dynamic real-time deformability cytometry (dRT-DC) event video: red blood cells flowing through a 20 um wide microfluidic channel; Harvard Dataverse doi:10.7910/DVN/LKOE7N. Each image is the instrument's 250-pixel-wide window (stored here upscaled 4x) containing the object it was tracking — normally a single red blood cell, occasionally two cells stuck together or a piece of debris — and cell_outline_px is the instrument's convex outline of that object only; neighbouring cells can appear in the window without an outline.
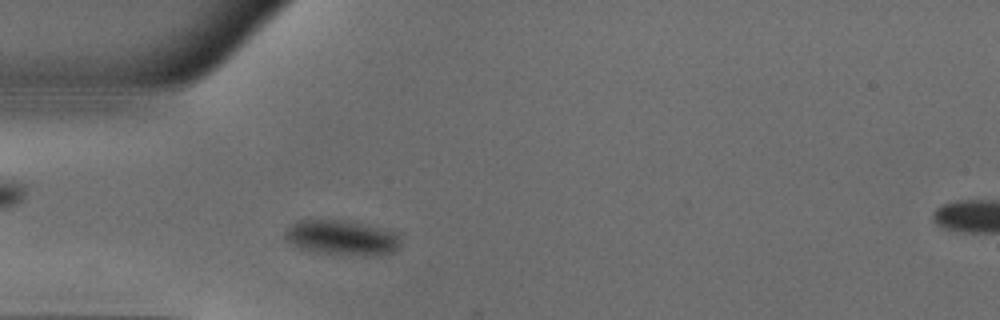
{"species": "common noctule bat (a hibernating species)", "species_latin": "Nyctalus noctula", "temperature_condition": "warm", "stored_images_in_passage": 43, "camera_frame_rate_fps": 3000, "um_per_image_px": 0.085, "animal": {"sex": "male", "body_mass_g": 18.8}, "frame": {"image": 1, "passage_image": 7, "time_ms": 2.0, "image_size_px": [1000, 320], "cell_outline_px": [[400, 244], [392, 252], [380, 256], [360, 256], [316, 252], [300, 248], [288, 240], [284, 236], [284, 232], [296, 220], [356, 220], [388, 228], [400, 232]], "centroid_in_image_um": [29.17, 20.18], "position_along_channel_um": 55.8, "area_um2": 24.33}}
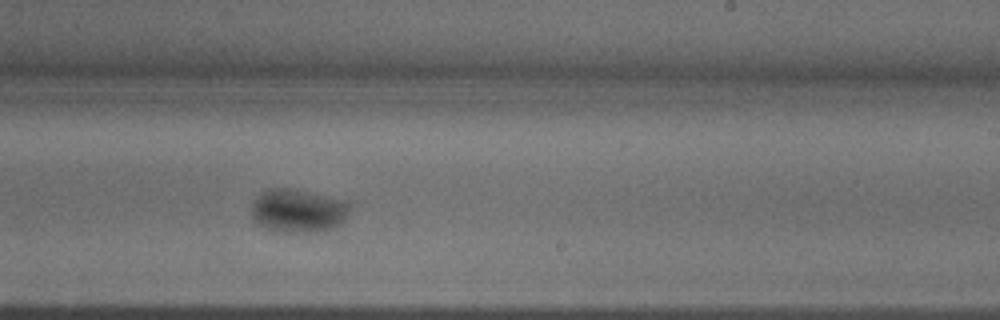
{"frame": {"image": 2, "passage_image": 23, "time_ms": 7.333, "image_size_px": [1000, 320], "cell_outline_px": [[352, 208], [344, 220], [340, 224], [332, 228], [308, 232], [292, 232], [264, 228], [252, 216], [252, 200], [260, 192], [268, 188], [288, 188], [348, 200], [352, 204]], "centroid_in_image_um": [25.36, 17.88], "position_along_channel_um": 263.6, "area_um2": 24.91}}
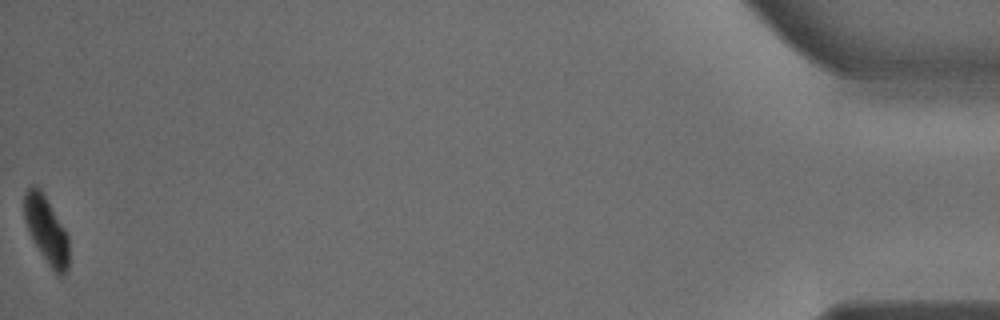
{"frame": {"image": 3, "passage_image": 43, "time_ms": 14.0, "image_size_px": [1000, 320], "cell_outline_px": [[68, 268], [60, 276], [56, 276], [32, 240], [28, 232], [24, 220], [24, 192], [32, 184], [36, 184], [44, 192], [64, 228], [68, 236]], "centroid_in_image_um": [3.91, 19.5], "position_along_channel_um": 431.3, "area_um2": 17.69}, "authors_computed_cell_mechanics": {"area_um2": 22.8888, "velocity_mm_per_s": 3.9801, "shape_relaxation_time_tau1_ms": 3.7056, "shape_relaxation_time_tau2_ms": null, "deformation_change_tau1": 0.1352, "deformation_change_tau2": null}}